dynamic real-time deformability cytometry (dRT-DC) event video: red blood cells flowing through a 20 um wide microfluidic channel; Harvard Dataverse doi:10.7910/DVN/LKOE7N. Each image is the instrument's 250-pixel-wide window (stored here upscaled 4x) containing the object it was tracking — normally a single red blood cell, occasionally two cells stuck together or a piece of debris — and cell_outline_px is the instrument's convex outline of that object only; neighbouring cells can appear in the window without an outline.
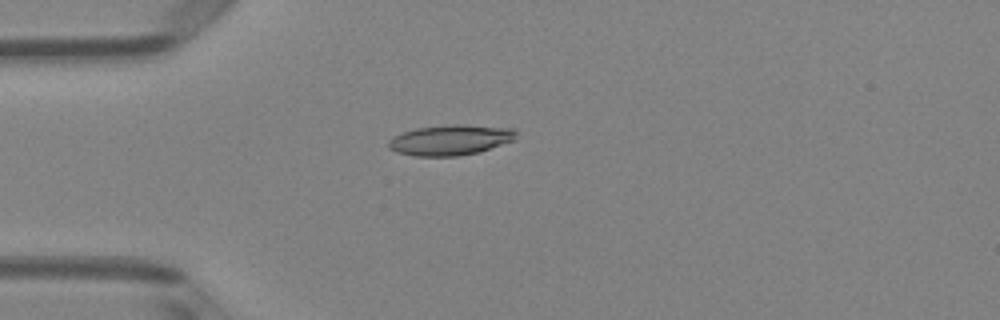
{"species": "Egyptian fruit bat (a non-hibernating species)", "species_latin": "Rousettus aegyptiacus", "temperature_condition": "room temperature", "stored_images_in_passage": 37, "camera_frame_rate_fps": 3000, "um_per_image_px": 0.085, "animal": {"sex": "female"}, "frame": {"image": 1, "passage_image": 1, "time_ms": 0.0, "image_size_px": [1000, 320], "cell_outline_px": [[516, 132], [512, 140], [480, 152], [456, 156], [412, 156], [396, 152], [388, 148], [388, 140], [392, 136], [416, 128], [452, 124], [460, 124], [512, 128]], "centroid_in_image_um": [38.21, 11.9], "position_along_channel_um": 46.8, "area_um2": 22.54}}
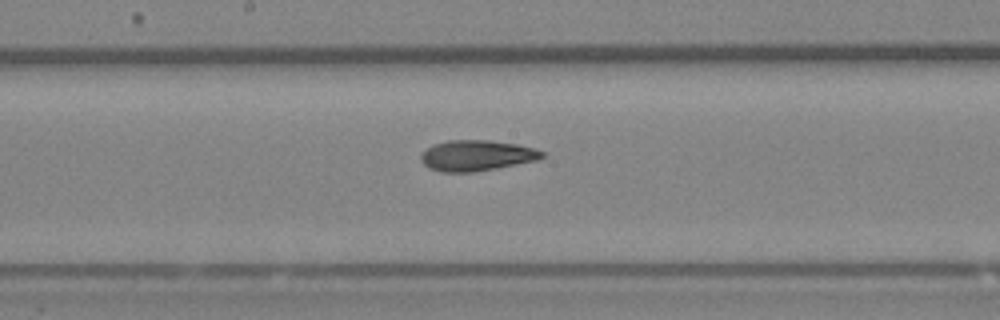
{"frame": {"image": 2, "passage_image": 14, "time_ms": 4.333, "image_size_px": [1000, 320], "cell_outline_px": [[544, 156], [536, 160], [496, 168], [472, 172], [440, 172], [428, 168], [420, 160], [420, 156], [432, 144], [448, 140], [488, 140], [516, 144], [532, 148], [544, 152]], "centroid_in_image_um": [40.46, 13.22], "position_along_channel_um": 207.7, "area_um2": 21.5}}
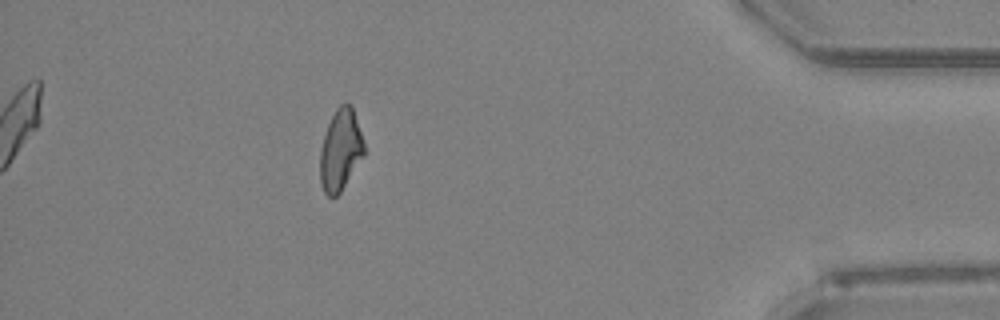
{"frame": {"image": 3, "passage_image": 32, "time_ms": 10.333, "image_size_px": [1000, 320], "cell_outline_px": [[364, 156], [340, 192], [336, 196], [328, 196], [324, 192], [320, 184], [320, 148], [328, 124], [336, 108], [344, 100], [352, 104], [364, 144]], "centroid_in_image_um": [28.93, 12.72], "position_along_channel_um": 406.3, "area_um2": 20.92}, "authors_computed_cell_mechanics": {"area_um2": 21.5594, "velocity_mm_per_s": 4.1003, "shape_relaxation_time_tau1_ms": 6.32, "shape_relaxation_time_tau2_ms": 3.4654, "deformation_change_tau1": 0.1675, "deformation_change_tau2": 0.1067}}